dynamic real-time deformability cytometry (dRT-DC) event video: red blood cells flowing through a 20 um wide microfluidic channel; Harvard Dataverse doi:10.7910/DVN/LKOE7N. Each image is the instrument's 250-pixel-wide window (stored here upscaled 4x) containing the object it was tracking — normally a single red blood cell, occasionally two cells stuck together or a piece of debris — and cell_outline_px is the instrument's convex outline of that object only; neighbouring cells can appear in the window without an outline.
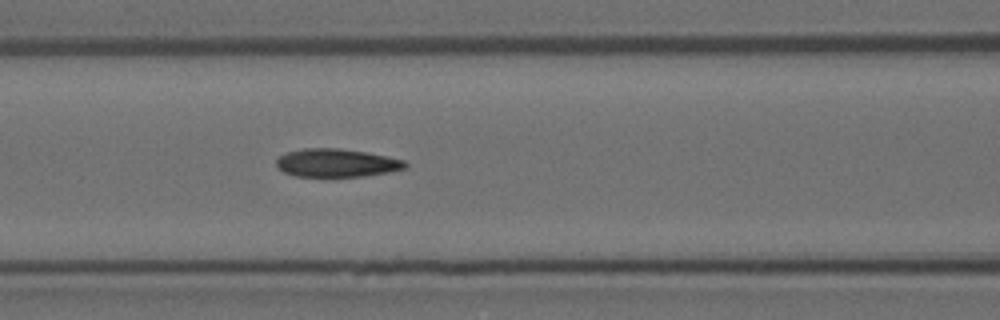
{"species": "Egyptian fruit bat (a non-hibernating species)", "species_latin": "Rousettus aegyptiacus", "temperature_condition": "room temperature", "stored_images_in_passage": 7, "segment_of_instrument_passage": [1, 2], "camera_frame_rate_fps": 3000, "um_per_image_px": 0.085, "animal": {"sex": "female"}, "frame": {"image": 1, "passage_image": 6, "time_ms": 1.667, "image_size_px": [1000, 320], "cell_outline_px": [[408, 164], [404, 168], [388, 172], [364, 176], [296, 176], [284, 172], [276, 168], [276, 160], [280, 156], [288, 152], [304, 148], [340, 148], [364, 152], [404, 160]], "centroid_in_image_um": [28.57, 13.84], "position_along_channel_um": 138.0, "area_um2": 20.92}}